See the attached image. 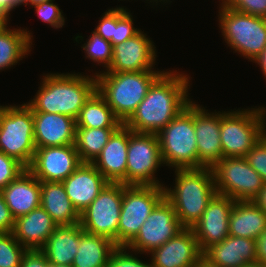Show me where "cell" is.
<instances>
[{
	"mask_svg": "<svg viewBox=\"0 0 266 267\" xmlns=\"http://www.w3.org/2000/svg\"><path fill=\"white\" fill-rule=\"evenodd\" d=\"M176 73V74H175ZM163 72L150 86L136 111L124 123L137 133H159L191 102L187 97L189 77Z\"/></svg>",
	"mask_w": 266,
	"mask_h": 267,
	"instance_id": "cell-1",
	"label": "cell"
},
{
	"mask_svg": "<svg viewBox=\"0 0 266 267\" xmlns=\"http://www.w3.org/2000/svg\"><path fill=\"white\" fill-rule=\"evenodd\" d=\"M28 106L32 112L62 114L76 120L85 102L96 91V78L81 74H47Z\"/></svg>",
	"mask_w": 266,
	"mask_h": 267,
	"instance_id": "cell-2",
	"label": "cell"
},
{
	"mask_svg": "<svg viewBox=\"0 0 266 267\" xmlns=\"http://www.w3.org/2000/svg\"><path fill=\"white\" fill-rule=\"evenodd\" d=\"M174 189L164 186L165 198L172 204L179 223L191 228L217 193L211 168L176 169Z\"/></svg>",
	"mask_w": 266,
	"mask_h": 267,
	"instance_id": "cell-3",
	"label": "cell"
},
{
	"mask_svg": "<svg viewBox=\"0 0 266 267\" xmlns=\"http://www.w3.org/2000/svg\"><path fill=\"white\" fill-rule=\"evenodd\" d=\"M162 73L163 71L155 70L100 73L95 75L96 90L113 110L114 115L124 124Z\"/></svg>",
	"mask_w": 266,
	"mask_h": 267,
	"instance_id": "cell-4",
	"label": "cell"
},
{
	"mask_svg": "<svg viewBox=\"0 0 266 267\" xmlns=\"http://www.w3.org/2000/svg\"><path fill=\"white\" fill-rule=\"evenodd\" d=\"M266 109L222 112L220 114V139L223 157H245L266 134L264 115Z\"/></svg>",
	"mask_w": 266,
	"mask_h": 267,
	"instance_id": "cell-5",
	"label": "cell"
},
{
	"mask_svg": "<svg viewBox=\"0 0 266 267\" xmlns=\"http://www.w3.org/2000/svg\"><path fill=\"white\" fill-rule=\"evenodd\" d=\"M157 135L163 164L175 169L198 168L192 101Z\"/></svg>",
	"mask_w": 266,
	"mask_h": 267,
	"instance_id": "cell-6",
	"label": "cell"
},
{
	"mask_svg": "<svg viewBox=\"0 0 266 267\" xmlns=\"http://www.w3.org/2000/svg\"><path fill=\"white\" fill-rule=\"evenodd\" d=\"M0 151L28 168L36 151L32 109L0 106Z\"/></svg>",
	"mask_w": 266,
	"mask_h": 267,
	"instance_id": "cell-7",
	"label": "cell"
},
{
	"mask_svg": "<svg viewBox=\"0 0 266 267\" xmlns=\"http://www.w3.org/2000/svg\"><path fill=\"white\" fill-rule=\"evenodd\" d=\"M222 4L219 24L226 43L253 61L266 47V18L242 13Z\"/></svg>",
	"mask_w": 266,
	"mask_h": 267,
	"instance_id": "cell-8",
	"label": "cell"
},
{
	"mask_svg": "<svg viewBox=\"0 0 266 267\" xmlns=\"http://www.w3.org/2000/svg\"><path fill=\"white\" fill-rule=\"evenodd\" d=\"M164 197L163 186L123 184L117 246H126L138 234L142 224Z\"/></svg>",
	"mask_w": 266,
	"mask_h": 267,
	"instance_id": "cell-9",
	"label": "cell"
},
{
	"mask_svg": "<svg viewBox=\"0 0 266 267\" xmlns=\"http://www.w3.org/2000/svg\"><path fill=\"white\" fill-rule=\"evenodd\" d=\"M211 169L217 193L234 201H253L265 184L245 157H223Z\"/></svg>",
	"mask_w": 266,
	"mask_h": 267,
	"instance_id": "cell-10",
	"label": "cell"
},
{
	"mask_svg": "<svg viewBox=\"0 0 266 267\" xmlns=\"http://www.w3.org/2000/svg\"><path fill=\"white\" fill-rule=\"evenodd\" d=\"M163 163L157 134L130 129L127 148L126 185L163 186L154 173Z\"/></svg>",
	"mask_w": 266,
	"mask_h": 267,
	"instance_id": "cell-11",
	"label": "cell"
},
{
	"mask_svg": "<svg viewBox=\"0 0 266 267\" xmlns=\"http://www.w3.org/2000/svg\"><path fill=\"white\" fill-rule=\"evenodd\" d=\"M123 199V184L108 183L80 214V225L87 233L104 236L117 245V229Z\"/></svg>",
	"mask_w": 266,
	"mask_h": 267,
	"instance_id": "cell-12",
	"label": "cell"
},
{
	"mask_svg": "<svg viewBox=\"0 0 266 267\" xmlns=\"http://www.w3.org/2000/svg\"><path fill=\"white\" fill-rule=\"evenodd\" d=\"M184 227L179 223L172 204L164 197L142 224L138 234L126 245L135 252L151 253Z\"/></svg>",
	"mask_w": 266,
	"mask_h": 267,
	"instance_id": "cell-13",
	"label": "cell"
},
{
	"mask_svg": "<svg viewBox=\"0 0 266 267\" xmlns=\"http://www.w3.org/2000/svg\"><path fill=\"white\" fill-rule=\"evenodd\" d=\"M81 163L75 144L36 147L27 169L39 181L63 182Z\"/></svg>",
	"mask_w": 266,
	"mask_h": 267,
	"instance_id": "cell-14",
	"label": "cell"
},
{
	"mask_svg": "<svg viewBox=\"0 0 266 267\" xmlns=\"http://www.w3.org/2000/svg\"><path fill=\"white\" fill-rule=\"evenodd\" d=\"M234 202L230 197L216 193L201 218L192 225L191 229L202 253L229 235V217Z\"/></svg>",
	"mask_w": 266,
	"mask_h": 267,
	"instance_id": "cell-15",
	"label": "cell"
},
{
	"mask_svg": "<svg viewBox=\"0 0 266 267\" xmlns=\"http://www.w3.org/2000/svg\"><path fill=\"white\" fill-rule=\"evenodd\" d=\"M193 103V118L196 134L198 168H212L223 158L220 139V114L205 112Z\"/></svg>",
	"mask_w": 266,
	"mask_h": 267,
	"instance_id": "cell-16",
	"label": "cell"
},
{
	"mask_svg": "<svg viewBox=\"0 0 266 267\" xmlns=\"http://www.w3.org/2000/svg\"><path fill=\"white\" fill-rule=\"evenodd\" d=\"M151 254L152 267H198L202 262V252L191 228H183Z\"/></svg>",
	"mask_w": 266,
	"mask_h": 267,
	"instance_id": "cell-17",
	"label": "cell"
},
{
	"mask_svg": "<svg viewBox=\"0 0 266 267\" xmlns=\"http://www.w3.org/2000/svg\"><path fill=\"white\" fill-rule=\"evenodd\" d=\"M140 31L134 37L113 46V58L107 72H140L151 70L155 63L153 42Z\"/></svg>",
	"mask_w": 266,
	"mask_h": 267,
	"instance_id": "cell-18",
	"label": "cell"
},
{
	"mask_svg": "<svg viewBox=\"0 0 266 267\" xmlns=\"http://www.w3.org/2000/svg\"><path fill=\"white\" fill-rule=\"evenodd\" d=\"M210 267H245L257 264L256 240L228 235L202 253Z\"/></svg>",
	"mask_w": 266,
	"mask_h": 267,
	"instance_id": "cell-19",
	"label": "cell"
},
{
	"mask_svg": "<svg viewBox=\"0 0 266 267\" xmlns=\"http://www.w3.org/2000/svg\"><path fill=\"white\" fill-rule=\"evenodd\" d=\"M130 129L120 125L110 136L97 158L92 162L109 183L126 185L127 148Z\"/></svg>",
	"mask_w": 266,
	"mask_h": 267,
	"instance_id": "cell-20",
	"label": "cell"
},
{
	"mask_svg": "<svg viewBox=\"0 0 266 267\" xmlns=\"http://www.w3.org/2000/svg\"><path fill=\"white\" fill-rule=\"evenodd\" d=\"M62 183L68 198L81 214L109 182L92 163H81Z\"/></svg>",
	"mask_w": 266,
	"mask_h": 267,
	"instance_id": "cell-21",
	"label": "cell"
},
{
	"mask_svg": "<svg viewBox=\"0 0 266 267\" xmlns=\"http://www.w3.org/2000/svg\"><path fill=\"white\" fill-rule=\"evenodd\" d=\"M36 147L75 144L76 120L62 114L33 112Z\"/></svg>",
	"mask_w": 266,
	"mask_h": 267,
	"instance_id": "cell-22",
	"label": "cell"
},
{
	"mask_svg": "<svg viewBox=\"0 0 266 267\" xmlns=\"http://www.w3.org/2000/svg\"><path fill=\"white\" fill-rule=\"evenodd\" d=\"M1 193L16 220L40 207L41 181L26 169L2 189Z\"/></svg>",
	"mask_w": 266,
	"mask_h": 267,
	"instance_id": "cell-23",
	"label": "cell"
},
{
	"mask_svg": "<svg viewBox=\"0 0 266 267\" xmlns=\"http://www.w3.org/2000/svg\"><path fill=\"white\" fill-rule=\"evenodd\" d=\"M57 226L49 213L40 206L17 218L12 234L27 250L41 249Z\"/></svg>",
	"mask_w": 266,
	"mask_h": 267,
	"instance_id": "cell-24",
	"label": "cell"
},
{
	"mask_svg": "<svg viewBox=\"0 0 266 267\" xmlns=\"http://www.w3.org/2000/svg\"><path fill=\"white\" fill-rule=\"evenodd\" d=\"M83 231L80 223L57 226L40 250L50 264L72 265Z\"/></svg>",
	"mask_w": 266,
	"mask_h": 267,
	"instance_id": "cell-25",
	"label": "cell"
},
{
	"mask_svg": "<svg viewBox=\"0 0 266 267\" xmlns=\"http://www.w3.org/2000/svg\"><path fill=\"white\" fill-rule=\"evenodd\" d=\"M40 206L58 226L80 223V214L68 198L62 182L41 181Z\"/></svg>",
	"mask_w": 266,
	"mask_h": 267,
	"instance_id": "cell-26",
	"label": "cell"
},
{
	"mask_svg": "<svg viewBox=\"0 0 266 267\" xmlns=\"http://www.w3.org/2000/svg\"><path fill=\"white\" fill-rule=\"evenodd\" d=\"M266 229V213L253 201H235L229 217V235L256 240Z\"/></svg>",
	"mask_w": 266,
	"mask_h": 267,
	"instance_id": "cell-27",
	"label": "cell"
},
{
	"mask_svg": "<svg viewBox=\"0 0 266 267\" xmlns=\"http://www.w3.org/2000/svg\"><path fill=\"white\" fill-rule=\"evenodd\" d=\"M117 245L104 236L83 231L80 245L73 260V267H107L111 253Z\"/></svg>",
	"mask_w": 266,
	"mask_h": 267,
	"instance_id": "cell-28",
	"label": "cell"
},
{
	"mask_svg": "<svg viewBox=\"0 0 266 267\" xmlns=\"http://www.w3.org/2000/svg\"><path fill=\"white\" fill-rule=\"evenodd\" d=\"M120 125L121 121L97 90L85 102L76 118V127L118 128Z\"/></svg>",
	"mask_w": 266,
	"mask_h": 267,
	"instance_id": "cell-29",
	"label": "cell"
},
{
	"mask_svg": "<svg viewBox=\"0 0 266 267\" xmlns=\"http://www.w3.org/2000/svg\"><path fill=\"white\" fill-rule=\"evenodd\" d=\"M0 30V70L11 67L29 53L32 44L31 34L27 30ZM31 43V44H30Z\"/></svg>",
	"mask_w": 266,
	"mask_h": 267,
	"instance_id": "cell-30",
	"label": "cell"
},
{
	"mask_svg": "<svg viewBox=\"0 0 266 267\" xmlns=\"http://www.w3.org/2000/svg\"><path fill=\"white\" fill-rule=\"evenodd\" d=\"M117 128L76 127L75 148L82 163H92Z\"/></svg>",
	"mask_w": 266,
	"mask_h": 267,
	"instance_id": "cell-31",
	"label": "cell"
},
{
	"mask_svg": "<svg viewBox=\"0 0 266 267\" xmlns=\"http://www.w3.org/2000/svg\"><path fill=\"white\" fill-rule=\"evenodd\" d=\"M26 251L12 233H0V267H20Z\"/></svg>",
	"mask_w": 266,
	"mask_h": 267,
	"instance_id": "cell-32",
	"label": "cell"
},
{
	"mask_svg": "<svg viewBox=\"0 0 266 267\" xmlns=\"http://www.w3.org/2000/svg\"><path fill=\"white\" fill-rule=\"evenodd\" d=\"M87 43V44H86ZM83 47L89 59L94 62L105 64L108 70L113 58V45L110 41L93 31L91 37L87 40Z\"/></svg>",
	"mask_w": 266,
	"mask_h": 267,
	"instance_id": "cell-33",
	"label": "cell"
},
{
	"mask_svg": "<svg viewBox=\"0 0 266 267\" xmlns=\"http://www.w3.org/2000/svg\"><path fill=\"white\" fill-rule=\"evenodd\" d=\"M132 16L126 9L119 7L113 9V35L112 45L123 43L134 37L141 30L133 27Z\"/></svg>",
	"mask_w": 266,
	"mask_h": 267,
	"instance_id": "cell-34",
	"label": "cell"
},
{
	"mask_svg": "<svg viewBox=\"0 0 266 267\" xmlns=\"http://www.w3.org/2000/svg\"><path fill=\"white\" fill-rule=\"evenodd\" d=\"M26 169L22 163L0 151V191Z\"/></svg>",
	"mask_w": 266,
	"mask_h": 267,
	"instance_id": "cell-35",
	"label": "cell"
},
{
	"mask_svg": "<svg viewBox=\"0 0 266 267\" xmlns=\"http://www.w3.org/2000/svg\"><path fill=\"white\" fill-rule=\"evenodd\" d=\"M245 159L266 183V134L253 146Z\"/></svg>",
	"mask_w": 266,
	"mask_h": 267,
	"instance_id": "cell-36",
	"label": "cell"
},
{
	"mask_svg": "<svg viewBox=\"0 0 266 267\" xmlns=\"http://www.w3.org/2000/svg\"><path fill=\"white\" fill-rule=\"evenodd\" d=\"M53 0H49L37 5H34L38 17L43 21L47 22L54 28H61L64 25L65 19L62 16V11L55 5Z\"/></svg>",
	"mask_w": 266,
	"mask_h": 267,
	"instance_id": "cell-37",
	"label": "cell"
},
{
	"mask_svg": "<svg viewBox=\"0 0 266 267\" xmlns=\"http://www.w3.org/2000/svg\"><path fill=\"white\" fill-rule=\"evenodd\" d=\"M126 246H117L111 253L107 267H152V263H143L134 255L127 253Z\"/></svg>",
	"mask_w": 266,
	"mask_h": 267,
	"instance_id": "cell-38",
	"label": "cell"
},
{
	"mask_svg": "<svg viewBox=\"0 0 266 267\" xmlns=\"http://www.w3.org/2000/svg\"><path fill=\"white\" fill-rule=\"evenodd\" d=\"M239 12L266 18V0H222Z\"/></svg>",
	"mask_w": 266,
	"mask_h": 267,
	"instance_id": "cell-39",
	"label": "cell"
},
{
	"mask_svg": "<svg viewBox=\"0 0 266 267\" xmlns=\"http://www.w3.org/2000/svg\"><path fill=\"white\" fill-rule=\"evenodd\" d=\"M20 267H50V263L40 249H31L23 254Z\"/></svg>",
	"mask_w": 266,
	"mask_h": 267,
	"instance_id": "cell-40",
	"label": "cell"
},
{
	"mask_svg": "<svg viewBox=\"0 0 266 267\" xmlns=\"http://www.w3.org/2000/svg\"><path fill=\"white\" fill-rule=\"evenodd\" d=\"M15 219L5 203L3 194L0 191V233H12Z\"/></svg>",
	"mask_w": 266,
	"mask_h": 267,
	"instance_id": "cell-41",
	"label": "cell"
},
{
	"mask_svg": "<svg viewBox=\"0 0 266 267\" xmlns=\"http://www.w3.org/2000/svg\"><path fill=\"white\" fill-rule=\"evenodd\" d=\"M102 19H100L99 25L96 27L95 31L98 35L103 37L105 40L112 43L113 35V8L109 9L104 13Z\"/></svg>",
	"mask_w": 266,
	"mask_h": 267,
	"instance_id": "cell-42",
	"label": "cell"
},
{
	"mask_svg": "<svg viewBox=\"0 0 266 267\" xmlns=\"http://www.w3.org/2000/svg\"><path fill=\"white\" fill-rule=\"evenodd\" d=\"M257 264L266 266V229L256 239Z\"/></svg>",
	"mask_w": 266,
	"mask_h": 267,
	"instance_id": "cell-43",
	"label": "cell"
},
{
	"mask_svg": "<svg viewBox=\"0 0 266 267\" xmlns=\"http://www.w3.org/2000/svg\"><path fill=\"white\" fill-rule=\"evenodd\" d=\"M26 0H0V17L7 23L9 12Z\"/></svg>",
	"mask_w": 266,
	"mask_h": 267,
	"instance_id": "cell-44",
	"label": "cell"
},
{
	"mask_svg": "<svg viewBox=\"0 0 266 267\" xmlns=\"http://www.w3.org/2000/svg\"><path fill=\"white\" fill-rule=\"evenodd\" d=\"M253 202L266 213V183Z\"/></svg>",
	"mask_w": 266,
	"mask_h": 267,
	"instance_id": "cell-45",
	"label": "cell"
},
{
	"mask_svg": "<svg viewBox=\"0 0 266 267\" xmlns=\"http://www.w3.org/2000/svg\"><path fill=\"white\" fill-rule=\"evenodd\" d=\"M255 63H258L261 66V69L266 76V47L263 51L253 60Z\"/></svg>",
	"mask_w": 266,
	"mask_h": 267,
	"instance_id": "cell-46",
	"label": "cell"
},
{
	"mask_svg": "<svg viewBox=\"0 0 266 267\" xmlns=\"http://www.w3.org/2000/svg\"><path fill=\"white\" fill-rule=\"evenodd\" d=\"M46 1H49V0H26L25 5H27L29 2L31 4V6L33 7L34 5H37V4L46 2Z\"/></svg>",
	"mask_w": 266,
	"mask_h": 267,
	"instance_id": "cell-47",
	"label": "cell"
},
{
	"mask_svg": "<svg viewBox=\"0 0 266 267\" xmlns=\"http://www.w3.org/2000/svg\"><path fill=\"white\" fill-rule=\"evenodd\" d=\"M50 267H73V265H58V264H50Z\"/></svg>",
	"mask_w": 266,
	"mask_h": 267,
	"instance_id": "cell-48",
	"label": "cell"
},
{
	"mask_svg": "<svg viewBox=\"0 0 266 267\" xmlns=\"http://www.w3.org/2000/svg\"><path fill=\"white\" fill-rule=\"evenodd\" d=\"M7 25V23L0 17V30L4 28Z\"/></svg>",
	"mask_w": 266,
	"mask_h": 267,
	"instance_id": "cell-49",
	"label": "cell"
},
{
	"mask_svg": "<svg viewBox=\"0 0 266 267\" xmlns=\"http://www.w3.org/2000/svg\"><path fill=\"white\" fill-rule=\"evenodd\" d=\"M245 267H266V266L260 265V264H252V265H248V266H245Z\"/></svg>",
	"mask_w": 266,
	"mask_h": 267,
	"instance_id": "cell-50",
	"label": "cell"
},
{
	"mask_svg": "<svg viewBox=\"0 0 266 267\" xmlns=\"http://www.w3.org/2000/svg\"><path fill=\"white\" fill-rule=\"evenodd\" d=\"M198 267H210L209 265H207L205 262H201Z\"/></svg>",
	"mask_w": 266,
	"mask_h": 267,
	"instance_id": "cell-51",
	"label": "cell"
}]
</instances>
